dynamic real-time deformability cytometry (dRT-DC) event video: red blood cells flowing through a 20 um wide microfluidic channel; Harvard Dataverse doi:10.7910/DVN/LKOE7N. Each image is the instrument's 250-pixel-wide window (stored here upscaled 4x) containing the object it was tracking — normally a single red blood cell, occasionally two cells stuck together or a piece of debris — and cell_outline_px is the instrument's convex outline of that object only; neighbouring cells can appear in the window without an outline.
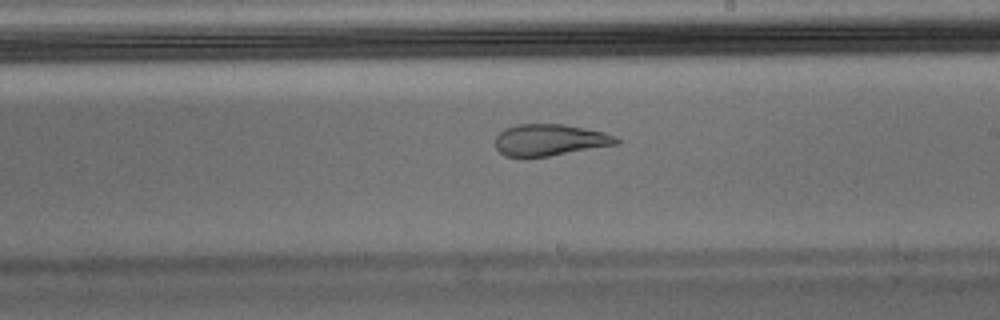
{"species": "Egyptian fruit bat (a non-hibernating species)", "species_latin": "Rousettus aegyptiacus", "temperature_condition": "warm", "stored_images_in_passage": 46, "camera_frame_rate_fps": 3000, "um_per_image_px": 0.085, "animal": {"sex": "male"}, "frame": {"image": 1, "passage_image": 27, "time_ms": 8.667, "image_size_px": [1000, 320], "cell_outline_px": [[620, 144], [548, 156], [504, 156], [496, 148], [496, 136], [504, 128], [516, 124], [564, 124], [604, 132], [616, 136], [620, 140]], "centroid_in_image_um": [46.76, 11.88], "position_along_channel_um": 242.2, "area_um2": 22.25}}
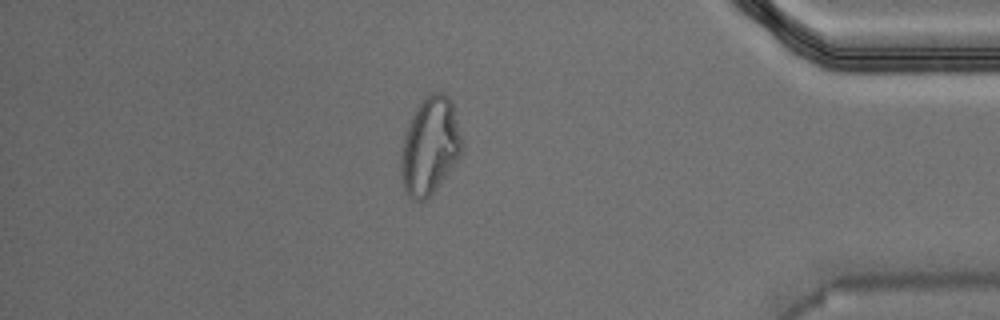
{"frame": {"image": 2, "passage_image": 40, "time_ms": 13.0, "image_size_px": [1000, 320], "cell_outline_px": [[464, 148], [460, 156], [436, 188], [424, 200], [412, 200], [408, 196], [404, 188], [400, 176], [400, 148], [404, 132], [416, 108], [428, 92], [444, 92], [452, 100], [464, 144]], "centroid_in_image_um": [36.53, 12.37], "position_along_channel_um": 398.7, "area_um2": 35.03}}